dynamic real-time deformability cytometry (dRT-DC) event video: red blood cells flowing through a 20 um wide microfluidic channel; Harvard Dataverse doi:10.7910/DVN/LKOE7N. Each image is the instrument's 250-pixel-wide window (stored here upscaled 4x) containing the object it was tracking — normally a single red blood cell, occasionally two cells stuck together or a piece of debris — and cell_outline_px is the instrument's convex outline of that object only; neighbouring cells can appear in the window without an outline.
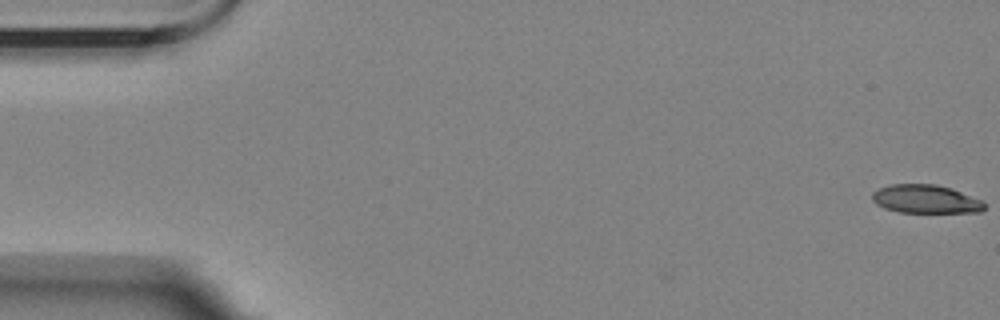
{"species": "Egyptian fruit bat (a non-hibernating species)", "species_latin": "Rousettus aegyptiacus", "temperature_condition": "room temperature", "stored_images_in_passage": 4, "camera_frame_rate_fps": 3000, "um_per_image_px": 0.085, "animal": {"sex": "female"}, "frame": {"image": 1, "passage_image": 1, "time_ms": 0.0, "image_size_px": [1000, 320], "cell_outline_px": [[984, 208], [980, 212], [900, 212], [884, 208], [876, 204], [872, 200], [872, 192], [880, 188], [892, 184], [936, 184], [952, 188], [984, 200]], "centroid_in_image_um": [78.7, 16.91], "position_along_channel_um": 6.3, "area_um2": 18.67}}